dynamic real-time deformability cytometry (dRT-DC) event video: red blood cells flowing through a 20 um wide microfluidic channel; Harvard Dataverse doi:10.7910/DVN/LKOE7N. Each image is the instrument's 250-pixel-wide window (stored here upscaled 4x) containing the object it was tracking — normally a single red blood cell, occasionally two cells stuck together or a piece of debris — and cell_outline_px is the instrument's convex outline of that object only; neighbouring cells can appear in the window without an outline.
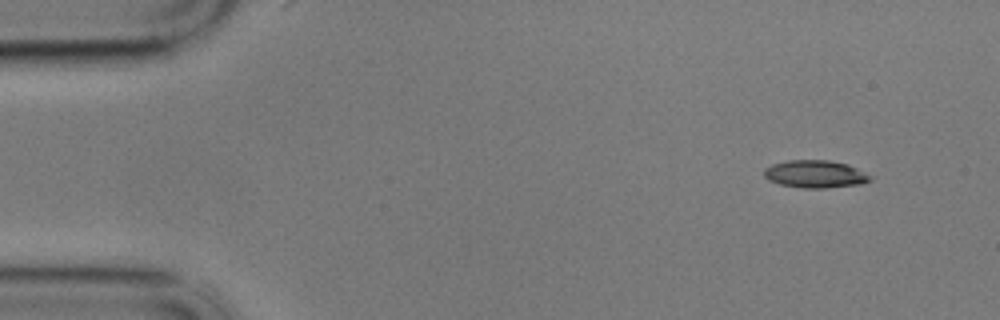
{"species": "common noctule bat (a hibernating species)", "species_latin": "Nyctalus noctula", "temperature_condition": "cold", "stored_images_in_passage": 53, "camera_frame_rate_fps": 3000, "um_per_image_px": 0.085, "animal": {"sex": "male", "body_mass_g": 17.9}, "frame": {"image": 1, "passage_image": 1, "time_ms": 0.0, "image_size_px": [1000, 320], "cell_outline_px": [[872, 180], [860, 184], [824, 188], [804, 188], [780, 184], [768, 180], [764, 176], [764, 168], [772, 164], [788, 160], [828, 160], [848, 164], [872, 176]], "centroid_in_image_um": [69.29, 14.79], "position_along_channel_um": 15.7, "area_um2": 17.05}}
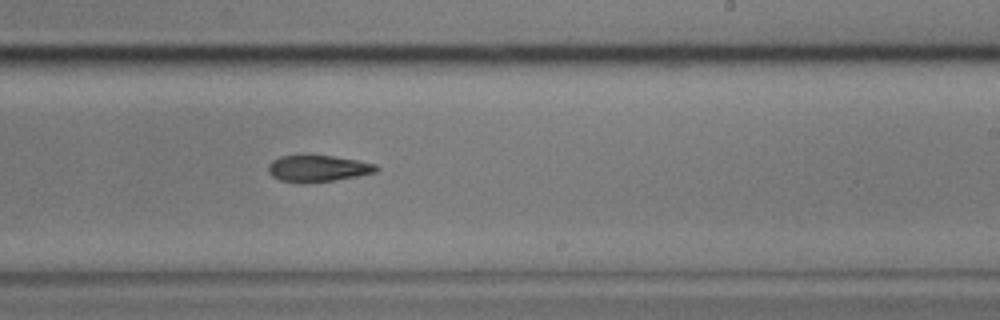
{"frame": {"image": 2, "passage_image": 31, "time_ms": 10.0, "image_size_px": [1000, 320], "cell_outline_px": [[380, 168], [376, 172], [360, 176], [304, 184], [280, 180], [272, 176], [268, 172], [268, 164], [272, 160], [280, 156], [308, 152], [356, 160], [376, 164]], "centroid_in_image_um": [26.98, 14.28], "position_along_channel_um": 262.0, "area_um2": 17.46}}
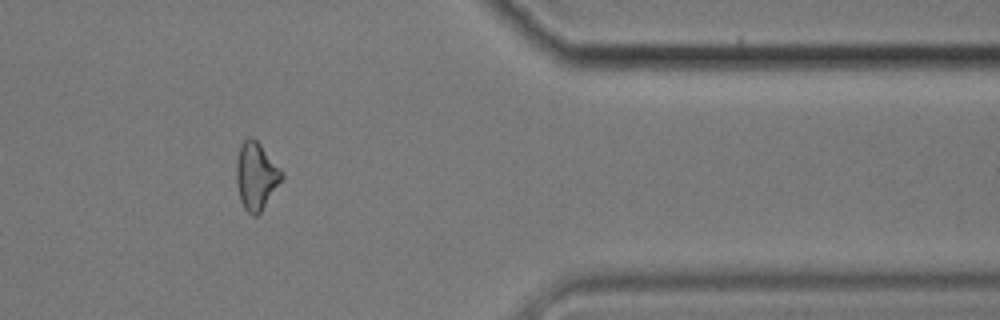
{"frame": {"image": 3, "passage_image": 44, "time_ms": 14.333, "image_size_px": [1000, 320], "cell_outline_px": [[284, 176], [260, 212], [256, 216], [252, 216], [244, 208], [240, 200], [236, 184], [236, 160], [240, 144], [248, 136], [252, 136], [260, 144], [284, 172]], "centroid_in_image_um": [21.75, 14.93], "position_along_channel_um": 389.7, "area_um2": 17.86}, "authors_computed_cell_mechanics": {"area_um2": 17.5134, "velocity_mm_per_s": 3.43, "shape_relaxation_time_tau1_ms": 5.4563, "shape_relaxation_time_tau2_ms": 9.1315, "deformation_change_tau1": 0.1362, "deformation_change_tau2": 0.1897}}